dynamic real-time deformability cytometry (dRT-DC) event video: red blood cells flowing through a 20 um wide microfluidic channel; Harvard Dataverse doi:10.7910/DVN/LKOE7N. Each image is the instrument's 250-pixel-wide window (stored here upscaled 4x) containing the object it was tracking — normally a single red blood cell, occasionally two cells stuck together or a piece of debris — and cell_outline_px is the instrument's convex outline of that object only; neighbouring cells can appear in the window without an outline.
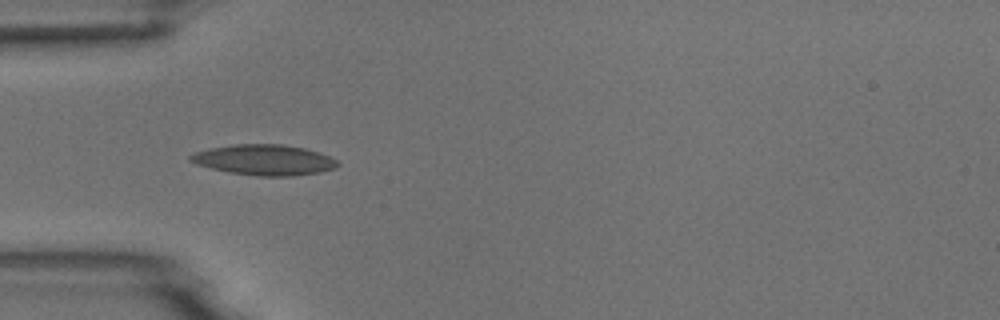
{"species": "common noctule bat (a hibernating species)", "species_latin": "Nyctalus noctula", "temperature_condition": "room temperature", "stored_images_in_passage": 6, "camera_frame_rate_fps": 3000, "um_per_image_px": 0.085, "animal": {"sex": "male", "body_mass_g": 18.8}, "frame": {"image": 1, "passage_image": 4, "time_ms": 3.333, "image_size_px": [1000, 320], "cell_outline_px": [[340, 164], [336, 168], [320, 172], [292, 176], [256, 176], [228, 172], [196, 164], [188, 160], [188, 156], [196, 152], [208, 148], [232, 144], [280, 144], [304, 148], [328, 156], [336, 160]], "centroid_in_image_um": [22.43, 13.59], "position_along_channel_um": 62.6, "area_um2": 26.18}}